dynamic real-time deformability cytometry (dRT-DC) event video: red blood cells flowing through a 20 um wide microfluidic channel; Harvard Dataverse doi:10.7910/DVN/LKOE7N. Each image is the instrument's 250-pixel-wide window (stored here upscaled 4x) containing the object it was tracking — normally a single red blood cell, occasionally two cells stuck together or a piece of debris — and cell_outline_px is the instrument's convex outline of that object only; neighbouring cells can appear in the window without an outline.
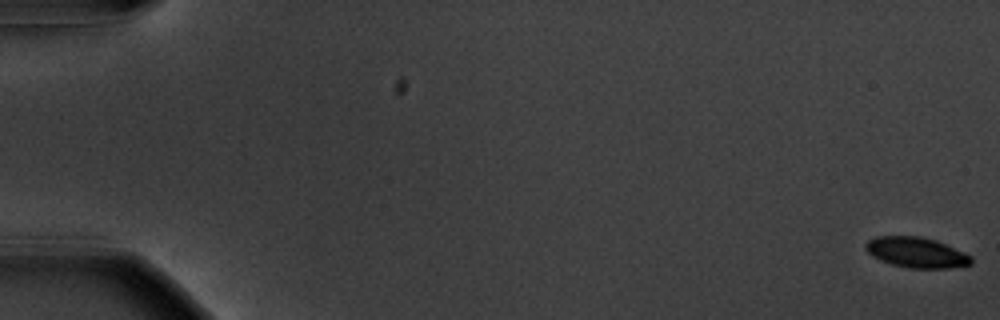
{"species": "common noctule bat (a hibernating species)", "species_latin": "Nyctalus noctula", "temperature_condition": "warm", "stored_images_in_passage": 57, "camera_frame_rate_fps": 3000, "um_per_image_px": 0.085, "animal": {"sex": "male", "body_mass_g": 20.1, "forearm_length_mm": 53.5}, "frame": {"image": 1, "passage_image": 1, "time_ms": 0.0, "image_size_px": [1000, 320], "cell_outline_px": [[972, 264], [952, 268], [908, 268], [892, 264], [880, 260], [872, 256], [864, 248], [864, 244], [868, 240], [876, 236], [920, 236], [936, 240], [964, 252], [972, 256]], "centroid_in_image_um": [77.89, 21.45], "position_along_channel_um": 7.1, "area_um2": 18.84}}
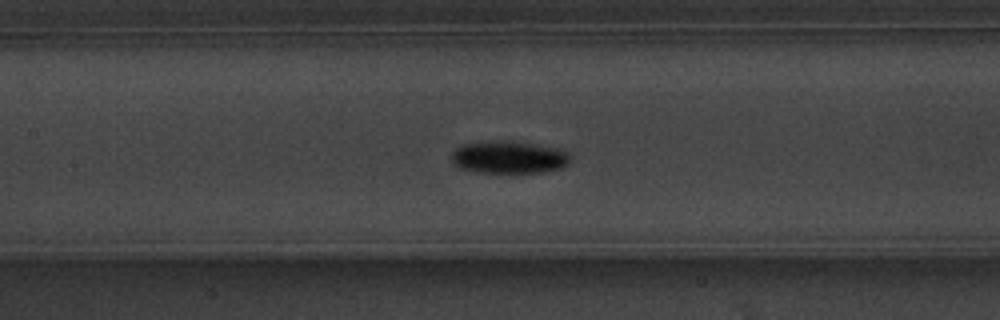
{"frame": {"image": 2, "passage_image": 28, "time_ms": 9.0, "image_size_px": [1000, 320], "cell_outline_px": [[572, 160], [568, 164], [560, 168], [544, 172], [480, 172], [460, 168], [452, 160], [452, 152], [460, 144], [492, 140], [512, 140], [560, 148], [568, 152], [572, 156]], "centroid_in_image_um": [43.3, 13.33], "position_along_channel_um": 164.1, "area_um2": 22.83}}
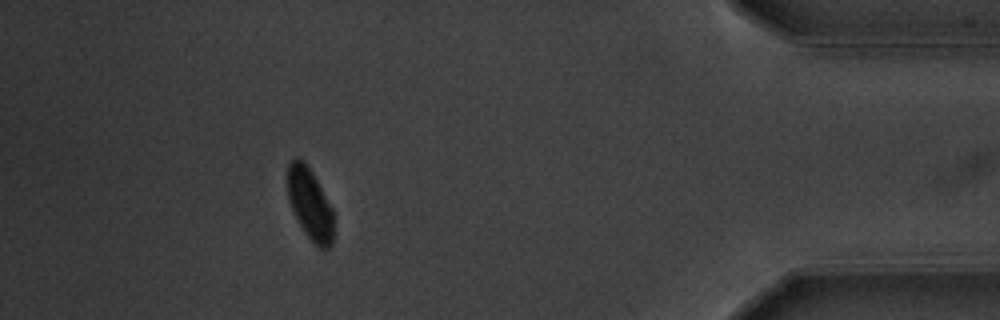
{"frame": {"image": 3, "passage_image": 52, "time_ms": 17.0, "image_size_px": [1000, 320], "cell_outline_px": [[332, 244], [328, 248], [320, 248], [304, 232], [288, 200], [288, 164], [296, 156], [304, 160], [312, 172], [332, 208]], "centroid_in_image_um": [26.33, 17.29], "position_along_channel_um": 408.9, "area_um2": 18.73}, "authors_computed_cell_mechanics": {"area_um2": 20.4034, "velocity_mm_per_s": 3.6394, "shape_relaxation_time_tau1_ms": 2.6101, "shape_relaxation_time_tau2_ms": null, "deformation_change_tau1": 0.113, "deformation_change_tau2": null}}